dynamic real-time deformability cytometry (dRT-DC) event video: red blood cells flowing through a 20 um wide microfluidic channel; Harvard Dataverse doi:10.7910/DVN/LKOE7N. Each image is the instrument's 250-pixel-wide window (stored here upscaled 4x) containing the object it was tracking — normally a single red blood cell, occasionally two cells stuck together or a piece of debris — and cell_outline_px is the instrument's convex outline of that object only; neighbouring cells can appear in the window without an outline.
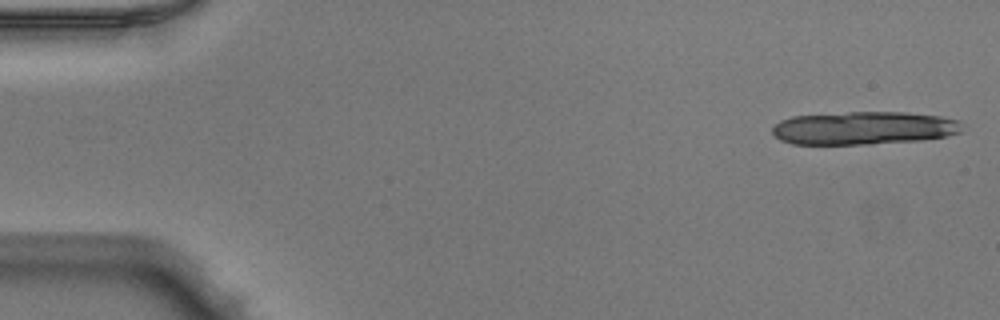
{"species": "Egyptian fruit bat (a non-hibernating species)", "species_latin": "Rousettus aegyptiacus", "temperature_condition": "warm", "stored_images_in_passage": 13, "camera_frame_rate_fps": 3000, "um_per_image_px": 0.085, "animal": {"sex": "male"}, "frame": {"image": 1, "passage_image": 1, "time_ms": 0.0, "image_size_px": [1000, 320], "cell_outline_px": [[960, 132], [948, 136], [920, 140], [872, 144], [792, 144], [780, 140], [772, 136], [772, 124], [780, 120], [792, 116], [848, 112], [904, 112], [940, 116], [956, 120], [960, 124]], "centroid_in_image_um": [73.33, 10.89], "position_along_channel_um": 11.7, "area_um2": 36.76}}